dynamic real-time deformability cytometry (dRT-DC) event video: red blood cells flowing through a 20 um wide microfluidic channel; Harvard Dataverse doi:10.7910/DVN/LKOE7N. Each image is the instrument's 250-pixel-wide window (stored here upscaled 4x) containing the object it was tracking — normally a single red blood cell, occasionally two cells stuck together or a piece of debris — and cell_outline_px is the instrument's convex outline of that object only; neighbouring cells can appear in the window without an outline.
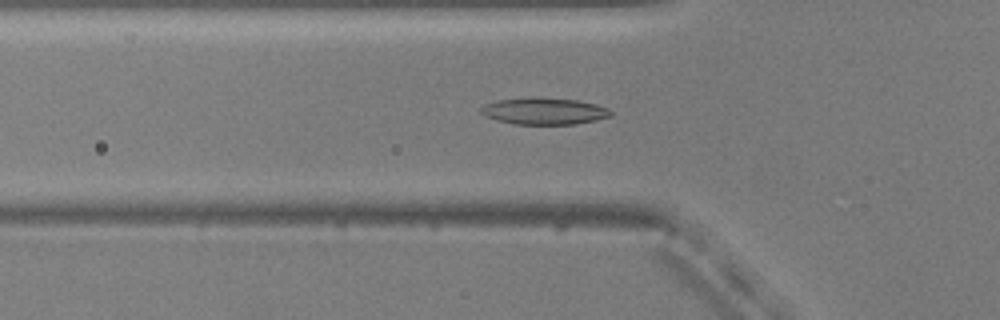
{"species": "common noctule bat (a hibernating species)", "species_latin": "Nyctalus noctula", "temperature_condition": "warm", "stored_images_in_passage": 44, "camera_frame_rate_fps": 3000, "um_per_image_px": 0.085, "animal": {"sex": "male", "body_mass_g": 20.5, "forearm_length_mm": 52.5}, "frame": {"image": 1, "passage_image": 9, "time_ms": 2.667, "image_size_px": [1000, 320], "cell_outline_px": [[612, 116], [596, 120], [572, 124], [512, 124], [496, 120], [480, 112], [480, 108], [484, 104], [500, 100], [536, 96], [576, 100], [596, 104], [608, 108], [612, 112]], "centroid_in_image_um": [46.26, 9.43], "position_along_channel_um": 79.5, "area_um2": 20.29}}
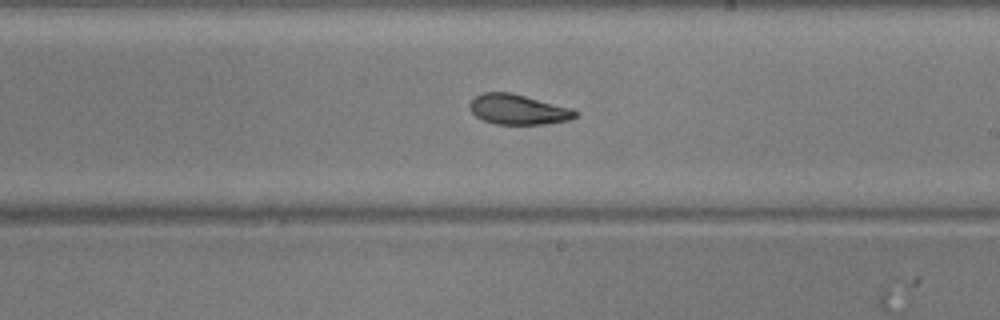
{"frame": {"image": 2, "passage_image": 22, "time_ms": 7.0, "image_size_px": [1000, 320], "cell_outline_px": [[576, 116], [568, 120], [544, 124], [496, 124], [484, 120], [476, 116], [472, 112], [468, 104], [476, 96], [484, 92], [512, 92], [572, 108], [576, 112]], "centroid_in_image_um": [44.03, 9.29], "position_along_channel_um": 245.0, "area_um2": 18.44}}
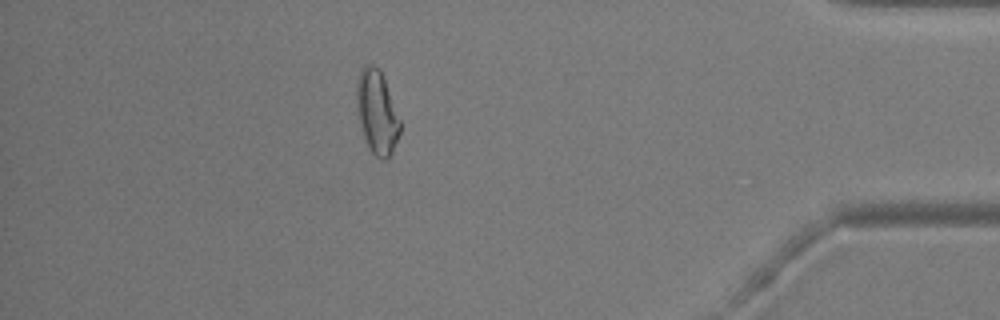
{"frame": {"image": 3, "passage_image": 38, "time_ms": 12.333, "image_size_px": [1000, 320], "cell_outline_px": [[400, 132], [392, 152], [384, 160], [376, 156], [368, 148], [364, 140], [360, 128], [356, 100], [356, 80], [364, 64], [372, 64], [380, 68], [400, 120]], "centroid_in_image_um": [32.01, 9.52], "position_along_channel_um": 403.2, "area_um2": 21.21}, "authors_computed_cell_mechanics": {"area_um2": 19.363, "velocity_mm_per_s": 3.7945, "shape_relaxation_time_tau1_ms": null, "shape_relaxation_time_tau2_ms": 3.9899, "deformation_change_tau1": null, "deformation_change_tau2": 0.1004}}